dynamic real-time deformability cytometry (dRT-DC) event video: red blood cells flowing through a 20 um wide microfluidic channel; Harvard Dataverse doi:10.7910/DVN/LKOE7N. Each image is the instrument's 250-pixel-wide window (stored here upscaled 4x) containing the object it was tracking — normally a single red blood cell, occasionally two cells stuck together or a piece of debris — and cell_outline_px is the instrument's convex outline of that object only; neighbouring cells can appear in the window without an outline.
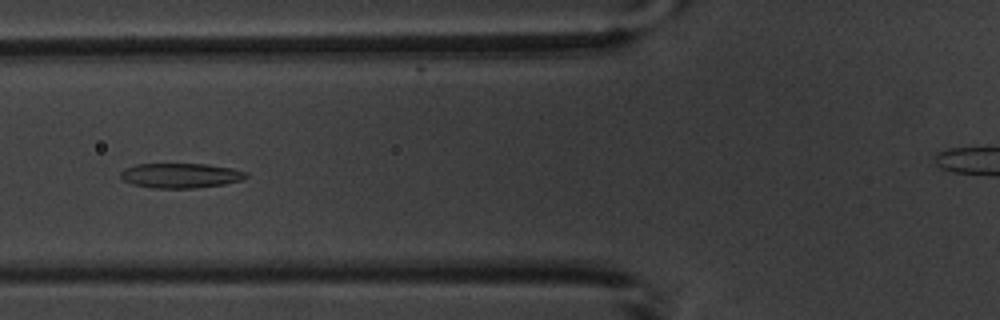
{"species": "common noctule bat (a hibernating species)", "species_latin": "Nyctalus noctula", "temperature_condition": "warm", "stored_images_in_passage": 9, "camera_frame_rate_fps": 3000, "um_per_image_px": 0.085, "animal": {"sex": "male", "body_mass_g": 20.1, "forearm_length_mm": 53.5}, "frame": {"image": 1, "passage_image": 7, "time_ms": 7.0, "image_size_px": [1000, 320], "cell_outline_px": [[248, 176], [240, 180], [224, 184], [192, 188], [152, 188], [132, 184], [124, 180], [120, 176], [120, 172], [124, 168], [136, 164], [208, 164], [232, 168], [248, 172]], "centroid_in_image_um": [15.34, 14.91], "position_along_channel_um": 110.5, "area_um2": 18.15}}
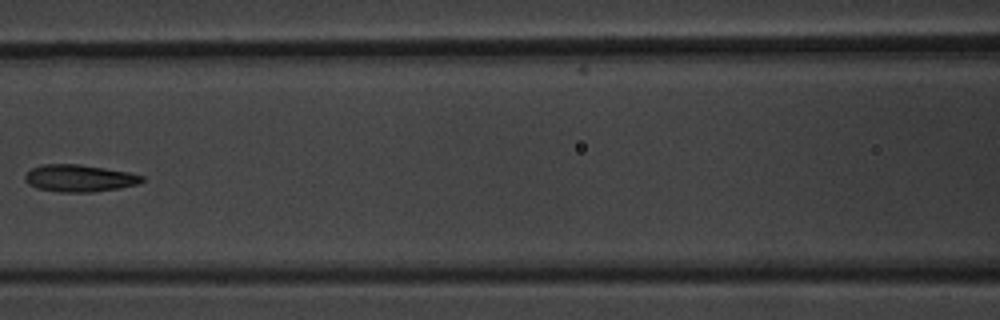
{"frame": {"image": 2, "passage_image": 8, "time_ms": 8.333, "image_size_px": [1000, 320], "cell_outline_px": [[144, 180], [140, 184], [120, 188], [92, 192], [60, 192], [36, 188], [28, 184], [24, 180], [24, 176], [32, 168], [40, 164], [80, 164], [128, 172], [144, 176]], "centroid_in_image_um": [6.74, 15.15], "position_along_channel_um": 159.9, "area_um2": 18.61}}
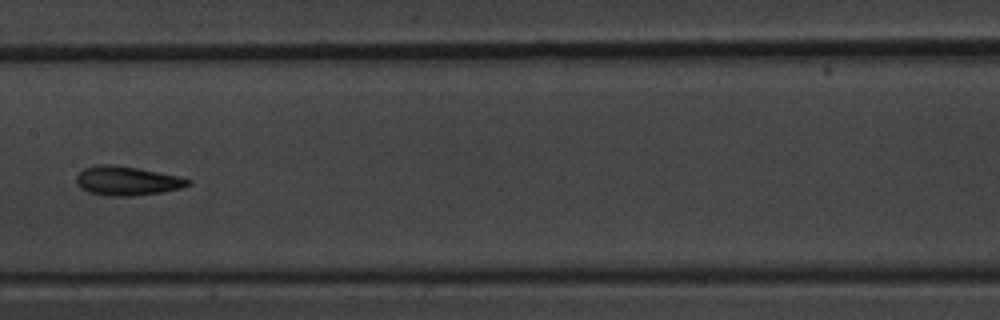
{"frame": {"image": 3, "passage_image": 9, "time_ms": 9.333, "image_size_px": [1000, 320], "cell_outline_px": [[192, 184], [180, 188], [160, 192], [132, 196], [112, 196], [88, 192], [80, 188], [76, 184], [76, 176], [84, 168], [96, 164], [112, 164], [184, 176], [192, 180]], "centroid_in_image_um": [10.82, 15.36], "position_along_channel_um": 196.6, "area_um2": 19.13}}